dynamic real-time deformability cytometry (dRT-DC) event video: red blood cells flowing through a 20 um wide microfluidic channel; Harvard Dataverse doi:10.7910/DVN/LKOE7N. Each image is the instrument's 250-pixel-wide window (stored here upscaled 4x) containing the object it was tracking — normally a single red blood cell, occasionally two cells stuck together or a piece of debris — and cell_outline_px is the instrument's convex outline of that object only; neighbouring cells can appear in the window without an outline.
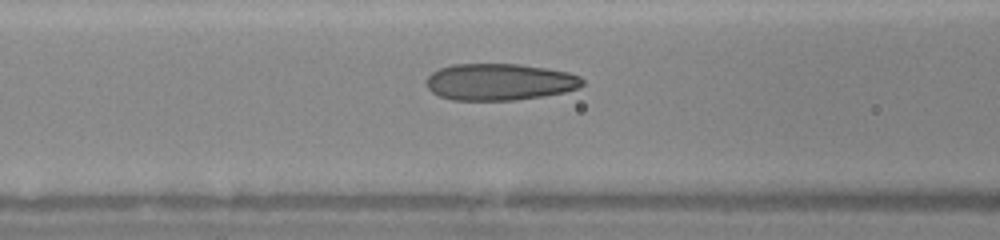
{"species": "human", "species_latin": "Homo sapiens", "temperature_condition": "warm", "stored_images_in_passage": 35, "camera_frame_rate_fps": 3000, "um_per_image_px": 0.085, "donor": {"sex": "female"}, "frame": {"image": 1, "passage_image": 16, "time_ms": 5.0, "image_size_px": [1000, 240], "cell_outline_px": [[584, 84], [580, 88], [564, 92], [544, 96], [516, 100], [452, 100], [440, 96], [432, 92], [424, 84], [424, 80], [432, 72], [440, 68], [452, 64], [520, 64], [548, 68], [568, 72], [580, 76], [584, 80]], "centroid_in_image_um": [42.47, 6.96], "position_along_channel_um": 124.1, "area_um2": 33.81}}
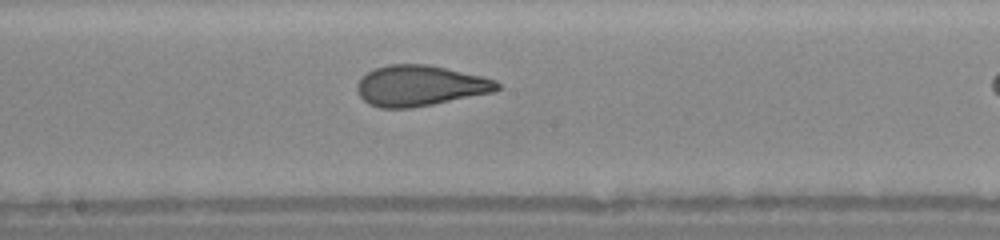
{"frame": {"image": 2, "passage_image": 22, "time_ms": 7.0, "image_size_px": [1000, 240], "cell_outline_px": [[500, 88], [492, 92], [412, 108], [380, 108], [368, 104], [360, 96], [356, 88], [356, 84], [368, 72], [376, 68], [388, 64], [424, 64], [484, 76], [496, 80], [500, 84]], "centroid_in_image_um": [35.69, 7.29], "position_along_channel_um": 212.5, "area_um2": 32.95}}
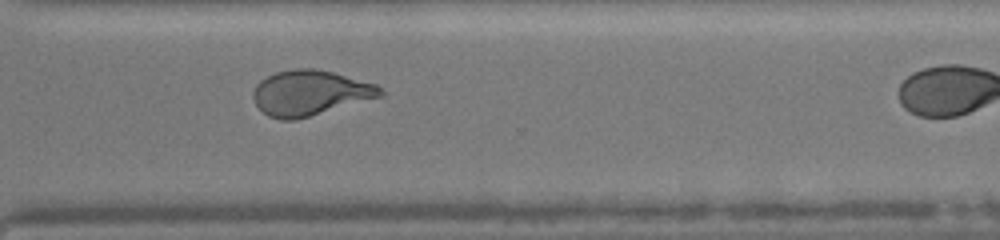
{"frame": {"image": 3, "passage_image": 31, "time_ms": 10.0, "image_size_px": [1000, 240], "cell_outline_px": [[384, 96], [296, 120], [280, 120], [268, 116], [256, 104], [252, 96], [252, 92], [256, 84], [260, 80], [276, 72], [292, 68], [316, 68], [332, 72], [376, 84], [384, 92]], "centroid_in_image_um": [26.35, 7.9], "position_along_channel_um": 344.3, "area_um2": 33.64}}